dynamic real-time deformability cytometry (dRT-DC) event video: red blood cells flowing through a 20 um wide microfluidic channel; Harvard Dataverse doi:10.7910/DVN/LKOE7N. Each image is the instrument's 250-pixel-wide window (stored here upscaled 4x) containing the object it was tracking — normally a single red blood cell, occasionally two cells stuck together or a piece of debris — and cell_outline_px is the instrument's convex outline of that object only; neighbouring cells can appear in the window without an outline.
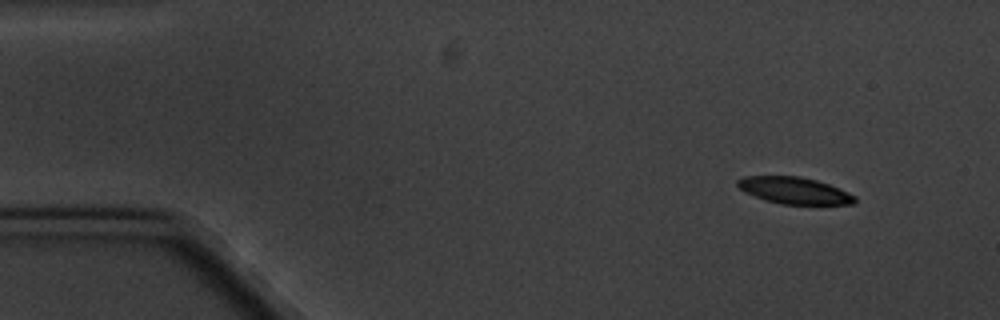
{"species": "common noctule bat (a hibernating species)", "species_latin": "Nyctalus noctula", "temperature_condition": "cold", "stored_images_in_passage": 9, "camera_frame_rate_fps": 3000, "um_per_image_px": 0.085, "animal": {"sex": "male", "body_mass_g": 20.1, "forearm_length_mm": 53.5}, "frame": {"image": 1, "passage_image": 1, "time_ms": 0.0, "image_size_px": [1000, 320], "cell_outline_px": [[856, 204], [780, 204], [764, 200], [744, 192], [736, 184], [736, 180], [744, 176], [800, 176], [816, 180], [828, 184], [848, 192], [856, 196]], "centroid_in_image_um": [67.5, 16.19], "position_along_channel_um": 17.5, "area_um2": 18.32}}
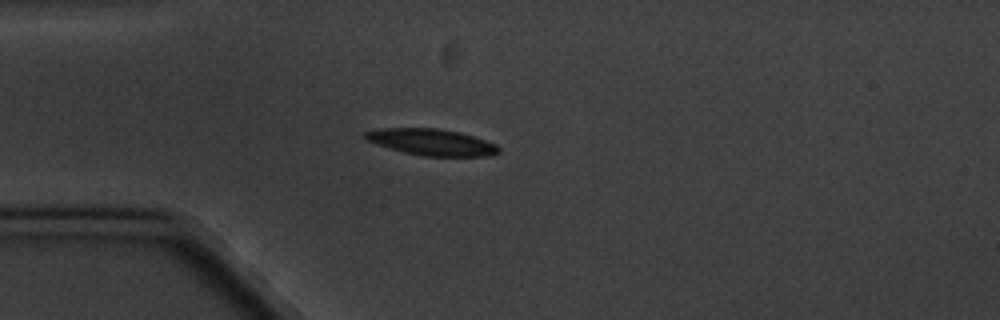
{"frame": {"image": 2, "passage_image": 3, "time_ms": 3.333, "image_size_px": [1000, 320], "cell_outline_px": [[500, 152], [488, 156], [424, 156], [404, 152], [376, 144], [360, 136], [364, 132], [380, 128], [436, 128], [460, 132], [496, 144], [500, 148]], "centroid_in_image_um": [36.66, 12.08], "position_along_channel_um": 48.3, "area_um2": 20.52}}
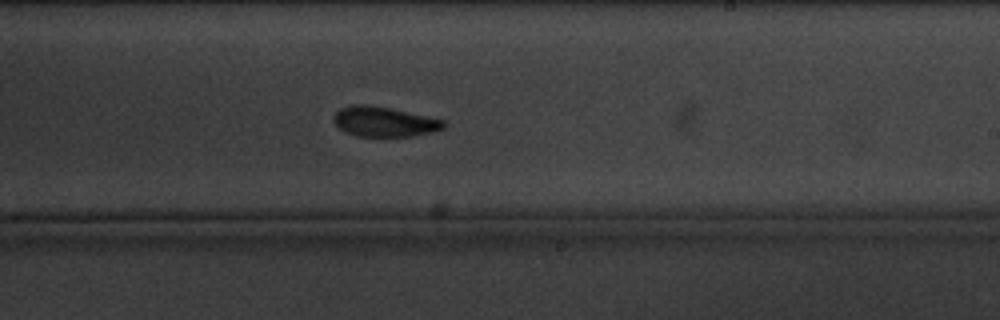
{"frame": {"image": 3, "passage_image": 9, "time_ms": 10.0, "image_size_px": [1000, 320], "cell_outline_px": [[448, 124], [444, 128], [436, 132], [412, 136], [384, 140], [356, 136], [344, 132], [332, 120], [332, 116], [340, 108], [352, 104], [368, 104], [388, 108], [444, 120]], "centroid_in_image_um": [32.64, 10.4], "position_along_channel_um": 256.4, "area_um2": 20.11}}